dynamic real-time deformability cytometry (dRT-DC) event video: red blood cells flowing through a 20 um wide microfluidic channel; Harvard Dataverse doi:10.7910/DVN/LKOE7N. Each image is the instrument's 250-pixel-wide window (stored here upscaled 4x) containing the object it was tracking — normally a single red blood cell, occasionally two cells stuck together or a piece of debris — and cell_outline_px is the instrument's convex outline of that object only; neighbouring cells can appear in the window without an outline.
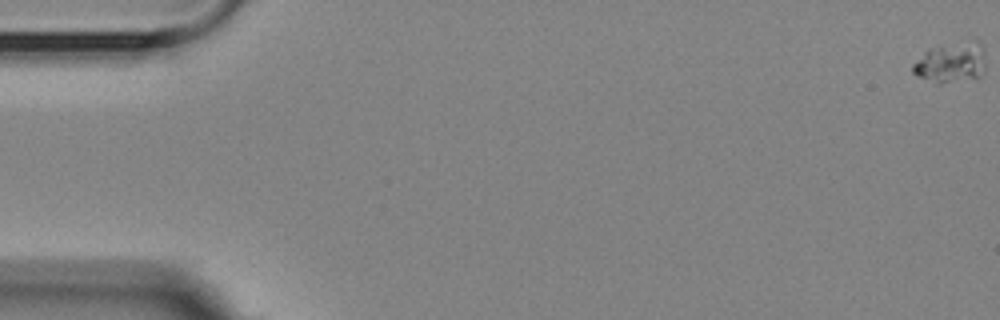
{"species": "Egyptian fruit bat (a non-hibernating species)", "species_latin": "Rousettus aegyptiacus", "temperature_condition": "room temperature", "stored_images_in_passage": 3, "camera_frame_rate_fps": 3000, "um_per_image_px": 0.085, "animal": {"sex": "female"}, "frame": {"image": 1, "passage_image": 1, "time_ms": 0.0, "image_size_px": [1000, 320], "cell_outline_px": [[984, 72], [980, 76], [940, 84], [916, 76], [912, 72], [912, 64], [928, 48], [940, 44], [980, 44], [984, 56]], "centroid_in_image_um": [80.75, 5.36], "position_along_channel_um": 4.3, "area_um2": 16.65}}